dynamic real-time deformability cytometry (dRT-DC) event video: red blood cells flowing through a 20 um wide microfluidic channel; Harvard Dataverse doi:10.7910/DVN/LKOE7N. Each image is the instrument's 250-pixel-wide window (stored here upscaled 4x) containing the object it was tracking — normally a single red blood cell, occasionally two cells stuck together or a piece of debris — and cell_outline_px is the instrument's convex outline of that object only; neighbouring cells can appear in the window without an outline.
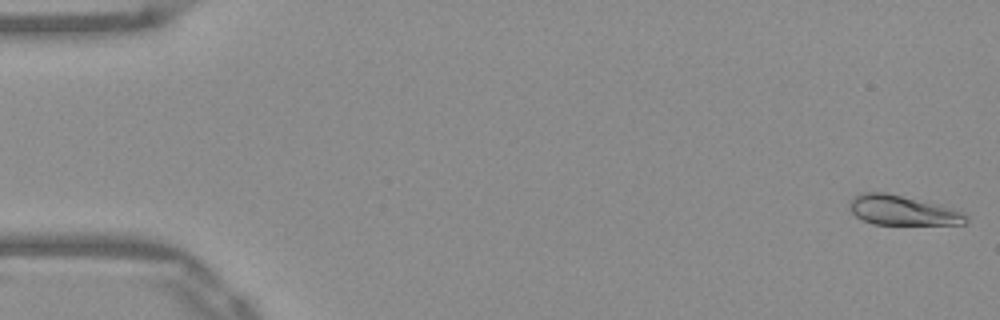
{"species": "Egyptian fruit bat (a non-hibernating species)", "species_latin": "Rousettus aegyptiacus", "temperature_condition": "warm", "stored_images_in_passage": 52, "camera_frame_rate_fps": 3000, "um_per_image_px": 0.085, "frame": {"image": 1, "passage_image": 1, "time_ms": 0.0, "image_size_px": [1000, 320], "cell_outline_px": [[968, 224], [872, 224], [856, 216], [848, 208], [848, 204], [860, 192], [884, 192], [940, 204], [964, 212], [968, 220]], "centroid_in_image_um": [76.73, 17.88], "position_along_channel_um": 8.3, "area_um2": 20.17}}
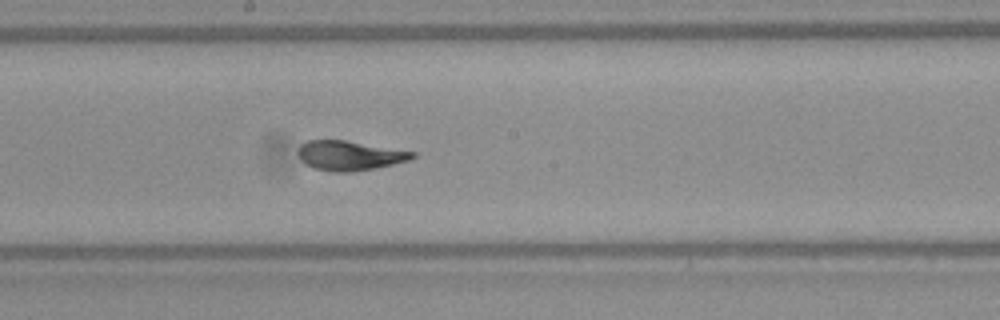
{"frame": {"image": 2, "passage_image": 28, "time_ms": 9.0, "image_size_px": [1000, 320], "cell_outline_px": [[416, 156], [408, 160], [376, 168], [352, 172], [332, 172], [312, 168], [300, 160], [300, 144], [308, 140], [344, 140], [416, 152]], "centroid_in_image_um": [29.71, 13.23], "position_along_channel_um": 218.5, "area_um2": 19.59}}
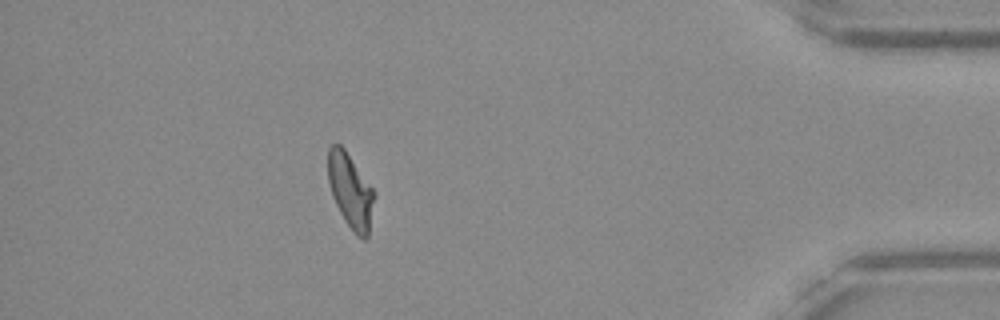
{"frame": {"image": 3, "passage_image": 46, "time_ms": 15.0, "image_size_px": [1000, 320], "cell_outline_px": [[376, 196], [368, 236], [364, 240], [356, 236], [344, 220], [332, 196], [328, 180], [328, 148], [332, 144], [340, 144], [344, 148], [376, 192]], "centroid_in_image_um": [29.81, 16.24], "position_along_channel_um": 405.4, "area_um2": 20.29}, "authors_computed_cell_mechanics": {"area_um2": 20.1722, "velocity_mm_per_s": 3.9247, "shape_relaxation_time_tau1_ms": 3.2543, "shape_relaxation_time_tau2_ms": 0.5909, "deformation_change_tau1": 0.1667, "deformation_change_tau2": 0.0672}}